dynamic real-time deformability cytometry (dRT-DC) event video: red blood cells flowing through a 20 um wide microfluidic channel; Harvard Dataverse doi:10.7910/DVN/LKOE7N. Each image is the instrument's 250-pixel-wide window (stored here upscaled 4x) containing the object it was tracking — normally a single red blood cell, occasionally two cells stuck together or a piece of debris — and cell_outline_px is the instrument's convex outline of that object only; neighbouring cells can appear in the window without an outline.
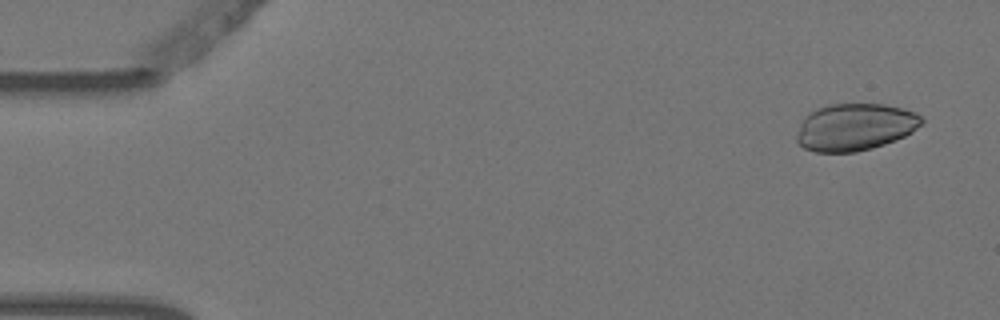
{"species": "Egyptian fruit bat (a non-hibernating species)", "species_latin": "Rousettus aegyptiacus", "temperature_condition": "warm", "stored_images_in_passage": 5, "camera_frame_rate_fps": 3000, "um_per_image_px": 0.085, "animal": {"sex": "female"}, "frame": {"image": 1, "passage_image": 1, "time_ms": 0.0, "image_size_px": [1000, 320], "cell_outline_px": [[924, 120], [912, 132], [896, 140], [872, 148], [856, 152], [816, 152], [804, 148], [796, 140], [796, 136], [800, 124], [804, 116], [808, 112], [816, 108], [828, 104], [884, 104], [904, 108], [916, 112]], "centroid_in_image_um": [72.65, 10.79], "position_along_channel_um": 12.3, "area_um2": 34.51}}